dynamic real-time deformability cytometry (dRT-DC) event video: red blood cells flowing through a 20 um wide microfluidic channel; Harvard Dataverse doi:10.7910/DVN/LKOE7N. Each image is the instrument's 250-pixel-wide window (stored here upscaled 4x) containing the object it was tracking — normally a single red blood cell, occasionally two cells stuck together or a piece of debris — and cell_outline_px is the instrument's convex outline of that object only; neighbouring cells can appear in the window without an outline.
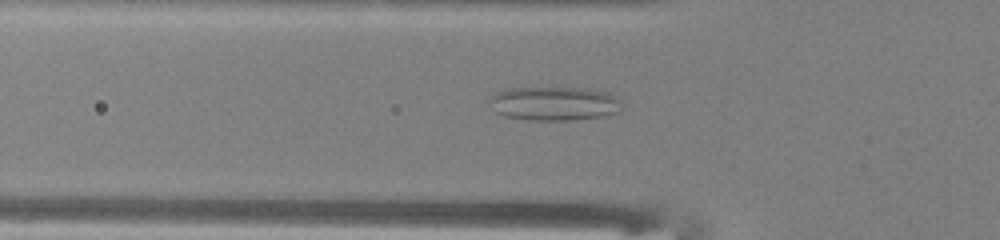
{"species": "common noctule bat (a hibernating species)", "species_latin": "Nyctalus noctula", "temperature_condition": "warm", "stored_images_in_passage": 50, "camera_frame_rate_fps": 3000, "um_per_image_px": 0.085, "animal": {"sex": "male", "body_mass_g": 13.0, "forearm_length_mm": 53.1}, "frame": {"image": 1, "passage_image": 17, "time_ms": 5.333, "image_size_px": [1000, 240], "cell_outline_px": [[620, 100], [616, 112], [604, 116], [572, 120], [528, 120], [504, 116], [496, 112], [488, 104], [488, 100], [496, 92], [504, 88], [584, 88], [608, 92]], "centroid_in_image_um": [47.03, 8.8], "position_along_channel_um": 78.8, "area_um2": 26.13}}
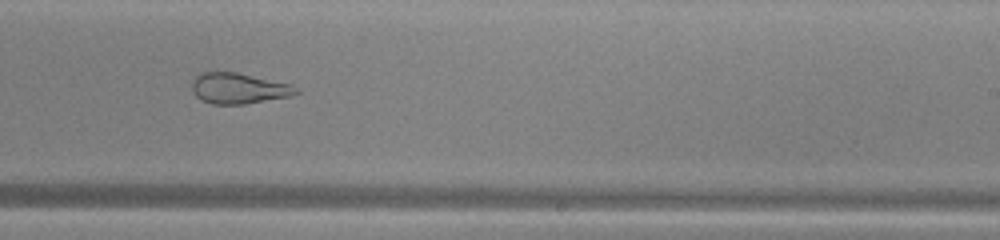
{"frame": {"image": 2, "passage_image": 31, "time_ms": 10.0, "image_size_px": [1000, 240], "cell_outline_px": [[300, 92], [292, 96], [244, 104], [212, 104], [200, 100], [192, 92], [192, 80], [200, 72], [236, 72], [292, 84]], "centroid_in_image_um": [20.27, 7.51], "position_along_channel_um": 268.7, "area_um2": 18.79}}
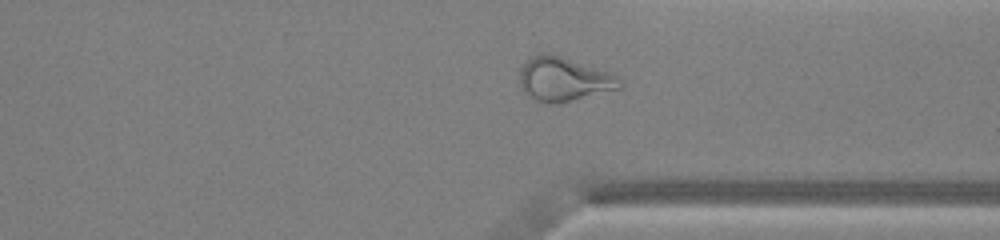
{"frame": {"image": 3, "passage_image": 38, "time_ms": 12.333, "image_size_px": [1000, 240], "cell_outline_px": [[624, 84], [620, 88], [560, 104], [548, 104], [536, 100], [528, 96], [520, 88], [520, 68], [532, 56], [560, 56], [612, 72], [620, 76]], "centroid_in_image_um": [47.98, 6.78], "position_along_channel_um": 363.4, "area_um2": 25.61}, "authors_computed_cell_mechanics": {"area_um2": 27.6284, "velocity_mm_per_s": 4.0624, "shape_relaxation_time_tau1_ms": null, "shape_relaxation_time_tau2_ms": 1.1305, "deformation_change_tau1": null, "deformation_change_tau2": 0.0995}}